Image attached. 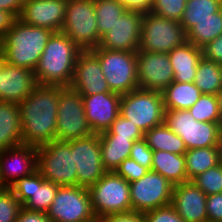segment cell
Masks as SVG:
<instances>
[{"label":"cell","mask_w":222,"mask_h":222,"mask_svg":"<svg viewBox=\"0 0 222 222\" xmlns=\"http://www.w3.org/2000/svg\"><path fill=\"white\" fill-rule=\"evenodd\" d=\"M64 86L37 85L18 103L23 145L39 147L56 140L57 109Z\"/></svg>","instance_id":"obj_1"},{"label":"cell","mask_w":222,"mask_h":222,"mask_svg":"<svg viewBox=\"0 0 222 222\" xmlns=\"http://www.w3.org/2000/svg\"><path fill=\"white\" fill-rule=\"evenodd\" d=\"M78 47L62 31L53 32L34 69L39 85H60L69 87L73 80Z\"/></svg>","instance_id":"obj_2"},{"label":"cell","mask_w":222,"mask_h":222,"mask_svg":"<svg viewBox=\"0 0 222 222\" xmlns=\"http://www.w3.org/2000/svg\"><path fill=\"white\" fill-rule=\"evenodd\" d=\"M52 33L49 29L28 25L17 18L0 39L5 62L34 71Z\"/></svg>","instance_id":"obj_3"},{"label":"cell","mask_w":222,"mask_h":222,"mask_svg":"<svg viewBox=\"0 0 222 222\" xmlns=\"http://www.w3.org/2000/svg\"><path fill=\"white\" fill-rule=\"evenodd\" d=\"M164 123L184 141L189 149L220 146L222 124L199 122L187 109H165Z\"/></svg>","instance_id":"obj_4"},{"label":"cell","mask_w":222,"mask_h":222,"mask_svg":"<svg viewBox=\"0 0 222 222\" xmlns=\"http://www.w3.org/2000/svg\"><path fill=\"white\" fill-rule=\"evenodd\" d=\"M37 170L42 177L59 186L77 185V171L71 140H53L37 147Z\"/></svg>","instance_id":"obj_5"},{"label":"cell","mask_w":222,"mask_h":222,"mask_svg":"<svg viewBox=\"0 0 222 222\" xmlns=\"http://www.w3.org/2000/svg\"><path fill=\"white\" fill-rule=\"evenodd\" d=\"M97 56L111 92L124 95L138 89L137 52L91 49Z\"/></svg>","instance_id":"obj_6"},{"label":"cell","mask_w":222,"mask_h":222,"mask_svg":"<svg viewBox=\"0 0 222 222\" xmlns=\"http://www.w3.org/2000/svg\"><path fill=\"white\" fill-rule=\"evenodd\" d=\"M119 114L145 133L164 122L162 93L141 88L132 90L122 95Z\"/></svg>","instance_id":"obj_7"},{"label":"cell","mask_w":222,"mask_h":222,"mask_svg":"<svg viewBox=\"0 0 222 222\" xmlns=\"http://www.w3.org/2000/svg\"><path fill=\"white\" fill-rule=\"evenodd\" d=\"M186 41L179 21L144 12L138 51L169 53Z\"/></svg>","instance_id":"obj_8"},{"label":"cell","mask_w":222,"mask_h":222,"mask_svg":"<svg viewBox=\"0 0 222 222\" xmlns=\"http://www.w3.org/2000/svg\"><path fill=\"white\" fill-rule=\"evenodd\" d=\"M61 31L82 50L98 47L101 37L94 0H68Z\"/></svg>","instance_id":"obj_9"},{"label":"cell","mask_w":222,"mask_h":222,"mask_svg":"<svg viewBox=\"0 0 222 222\" xmlns=\"http://www.w3.org/2000/svg\"><path fill=\"white\" fill-rule=\"evenodd\" d=\"M88 190L98 220L110 214L132 211L130 184L115 172H106Z\"/></svg>","instance_id":"obj_10"},{"label":"cell","mask_w":222,"mask_h":222,"mask_svg":"<svg viewBox=\"0 0 222 222\" xmlns=\"http://www.w3.org/2000/svg\"><path fill=\"white\" fill-rule=\"evenodd\" d=\"M46 214L51 222H98L89 190L77 185L59 186Z\"/></svg>","instance_id":"obj_11"},{"label":"cell","mask_w":222,"mask_h":222,"mask_svg":"<svg viewBox=\"0 0 222 222\" xmlns=\"http://www.w3.org/2000/svg\"><path fill=\"white\" fill-rule=\"evenodd\" d=\"M57 110L56 140L70 141L93 133L86 120L80 93L64 87L59 94Z\"/></svg>","instance_id":"obj_12"},{"label":"cell","mask_w":222,"mask_h":222,"mask_svg":"<svg viewBox=\"0 0 222 222\" xmlns=\"http://www.w3.org/2000/svg\"><path fill=\"white\" fill-rule=\"evenodd\" d=\"M129 184L133 211L144 214L171 204L174 185L159 173L149 170L141 179Z\"/></svg>","instance_id":"obj_13"},{"label":"cell","mask_w":222,"mask_h":222,"mask_svg":"<svg viewBox=\"0 0 222 222\" xmlns=\"http://www.w3.org/2000/svg\"><path fill=\"white\" fill-rule=\"evenodd\" d=\"M71 153L77 171V186L89 189L107 171L102 164L99 134L71 140Z\"/></svg>","instance_id":"obj_14"},{"label":"cell","mask_w":222,"mask_h":222,"mask_svg":"<svg viewBox=\"0 0 222 222\" xmlns=\"http://www.w3.org/2000/svg\"><path fill=\"white\" fill-rule=\"evenodd\" d=\"M144 12L127 9L117 19L111 29L101 37L99 48L137 52L140 45L141 27Z\"/></svg>","instance_id":"obj_15"},{"label":"cell","mask_w":222,"mask_h":222,"mask_svg":"<svg viewBox=\"0 0 222 222\" xmlns=\"http://www.w3.org/2000/svg\"><path fill=\"white\" fill-rule=\"evenodd\" d=\"M59 185L46 181L38 172L17 180L9 188L22 206L31 211L47 212Z\"/></svg>","instance_id":"obj_16"},{"label":"cell","mask_w":222,"mask_h":222,"mask_svg":"<svg viewBox=\"0 0 222 222\" xmlns=\"http://www.w3.org/2000/svg\"><path fill=\"white\" fill-rule=\"evenodd\" d=\"M139 88L162 92L174 80L168 53L137 51Z\"/></svg>","instance_id":"obj_17"},{"label":"cell","mask_w":222,"mask_h":222,"mask_svg":"<svg viewBox=\"0 0 222 222\" xmlns=\"http://www.w3.org/2000/svg\"><path fill=\"white\" fill-rule=\"evenodd\" d=\"M69 87L81 95L111 92L98 56L91 49L79 52Z\"/></svg>","instance_id":"obj_18"},{"label":"cell","mask_w":222,"mask_h":222,"mask_svg":"<svg viewBox=\"0 0 222 222\" xmlns=\"http://www.w3.org/2000/svg\"><path fill=\"white\" fill-rule=\"evenodd\" d=\"M37 147L19 145L0 151V180L10 188L17 180L37 171Z\"/></svg>","instance_id":"obj_19"},{"label":"cell","mask_w":222,"mask_h":222,"mask_svg":"<svg viewBox=\"0 0 222 222\" xmlns=\"http://www.w3.org/2000/svg\"><path fill=\"white\" fill-rule=\"evenodd\" d=\"M121 97L114 92L82 95L86 120L93 133L110 128L119 115Z\"/></svg>","instance_id":"obj_20"},{"label":"cell","mask_w":222,"mask_h":222,"mask_svg":"<svg viewBox=\"0 0 222 222\" xmlns=\"http://www.w3.org/2000/svg\"><path fill=\"white\" fill-rule=\"evenodd\" d=\"M68 0H25L19 17L24 23L49 29L62 30Z\"/></svg>","instance_id":"obj_21"},{"label":"cell","mask_w":222,"mask_h":222,"mask_svg":"<svg viewBox=\"0 0 222 222\" xmlns=\"http://www.w3.org/2000/svg\"><path fill=\"white\" fill-rule=\"evenodd\" d=\"M207 195L193 181L173 187L171 205L184 222H208Z\"/></svg>","instance_id":"obj_22"},{"label":"cell","mask_w":222,"mask_h":222,"mask_svg":"<svg viewBox=\"0 0 222 222\" xmlns=\"http://www.w3.org/2000/svg\"><path fill=\"white\" fill-rule=\"evenodd\" d=\"M34 71L4 63L0 72V101L20 103L37 86Z\"/></svg>","instance_id":"obj_23"},{"label":"cell","mask_w":222,"mask_h":222,"mask_svg":"<svg viewBox=\"0 0 222 222\" xmlns=\"http://www.w3.org/2000/svg\"><path fill=\"white\" fill-rule=\"evenodd\" d=\"M176 82H194L198 63L203 57L201 48L186 41L168 53Z\"/></svg>","instance_id":"obj_24"},{"label":"cell","mask_w":222,"mask_h":222,"mask_svg":"<svg viewBox=\"0 0 222 222\" xmlns=\"http://www.w3.org/2000/svg\"><path fill=\"white\" fill-rule=\"evenodd\" d=\"M22 125L17 103L0 101V151L21 145Z\"/></svg>","instance_id":"obj_25"},{"label":"cell","mask_w":222,"mask_h":222,"mask_svg":"<svg viewBox=\"0 0 222 222\" xmlns=\"http://www.w3.org/2000/svg\"><path fill=\"white\" fill-rule=\"evenodd\" d=\"M151 171L161 174L174 186L188 181L184 154L153 151Z\"/></svg>","instance_id":"obj_26"},{"label":"cell","mask_w":222,"mask_h":222,"mask_svg":"<svg viewBox=\"0 0 222 222\" xmlns=\"http://www.w3.org/2000/svg\"><path fill=\"white\" fill-rule=\"evenodd\" d=\"M102 164L107 172H115L130 156L133 137H99Z\"/></svg>","instance_id":"obj_27"},{"label":"cell","mask_w":222,"mask_h":222,"mask_svg":"<svg viewBox=\"0 0 222 222\" xmlns=\"http://www.w3.org/2000/svg\"><path fill=\"white\" fill-rule=\"evenodd\" d=\"M161 93L164 108L176 110H188L202 95L194 82L176 81H173Z\"/></svg>","instance_id":"obj_28"},{"label":"cell","mask_w":222,"mask_h":222,"mask_svg":"<svg viewBox=\"0 0 222 222\" xmlns=\"http://www.w3.org/2000/svg\"><path fill=\"white\" fill-rule=\"evenodd\" d=\"M144 139L153 151H167L174 154H185L187 151L184 141L164 122L145 132Z\"/></svg>","instance_id":"obj_29"},{"label":"cell","mask_w":222,"mask_h":222,"mask_svg":"<svg viewBox=\"0 0 222 222\" xmlns=\"http://www.w3.org/2000/svg\"><path fill=\"white\" fill-rule=\"evenodd\" d=\"M188 181L220 164V146L189 149L185 152Z\"/></svg>","instance_id":"obj_30"},{"label":"cell","mask_w":222,"mask_h":222,"mask_svg":"<svg viewBox=\"0 0 222 222\" xmlns=\"http://www.w3.org/2000/svg\"><path fill=\"white\" fill-rule=\"evenodd\" d=\"M222 35V8L212 17L199 21L186 32L188 42L203 48L209 42Z\"/></svg>","instance_id":"obj_31"},{"label":"cell","mask_w":222,"mask_h":222,"mask_svg":"<svg viewBox=\"0 0 222 222\" xmlns=\"http://www.w3.org/2000/svg\"><path fill=\"white\" fill-rule=\"evenodd\" d=\"M194 83L202 94L217 95L222 89V64L202 57L198 63Z\"/></svg>","instance_id":"obj_32"},{"label":"cell","mask_w":222,"mask_h":222,"mask_svg":"<svg viewBox=\"0 0 222 222\" xmlns=\"http://www.w3.org/2000/svg\"><path fill=\"white\" fill-rule=\"evenodd\" d=\"M221 8L222 0H187L180 24L187 32L199 21L212 17V14Z\"/></svg>","instance_id":"obj_33"},{"label":"cell","mask_w":222,"mask_h":222,"mask_svg":"<svg viewBox=\"0 0 222 222\" xmlns=\"http://www.w3.org/2000/svg\"><path fill=\"white\" fill-rule=\"evenodd\" d=\"M99 36L106 34L128 9L121 0H94Z\"/></svg>","instance_id":"obj_34"},{"label":"cell","mask_w":222,"mask_h":222,"mask_svg":"<svg viewBox=\"0 0 222 222\" xmlns=\"http://www.w3.org/2000/svg\"><path fill=\"white\" fill-rule=\"evenodd\" d=\"M188 111L196 121L221 123L216 95L202 94Z\"/></svg>","instance_id":"obj_35"},{"label":"cell","mask_w":222,"mask_h":222,"mask_svg":"<svg viewBox=\"0 0 222 222\" xmlns=\"http://www.w3.org/2000/svg\"><path fill=\"white\" fill-rule=\"evenodd\" d=\"M192 181L207 196L222 193V164L206 170Z\"/></svg>","instance_id":"obj_36"},{"label":"cell","mask_w":222,"mask_h":222,"mask_svg":"<svg viewBox=\"0 0 222 222\" xmlns=\"http://www.w3.org/2000/svg\"><path fill=\"white\" fill-rule=\"evenodd\" d=\"M99 137H133L137 141L144 138V133L138 126L119 114L110 128L100 133Z\"/></svg>","instance_id":"obj_37"},{"label":"cell","mask_w":222,"mask_h":222,"mask_svg":"<svg viewBox=\"0 0 222 222\" xmlns=\"http://www.w3.org/2000/svg\"><path fill=\"white\" fill-rule=\"evenodd\" d=\"M187 0H153L150 12L179 21L182 19Z\"/></svg>","instance_id":"obj_38"},{"label":"cell","mask_w":222,"mask_h":222,"mask_svg":"<svg viewBox=\"0 0 222 222\" xmlns=\"http://www.w3.org/2000/svg\"><path fill=\"white\" fill-rule=\"evenodd\" d=\"M22 207L9 188L0 191V222H15Z\"/></svg>","instance_id":"obj_39"},{"label":"cell","mask_w":222,"mask_h":222,"mask_svg":"<svg viewBox=\"0 0 222 222\" xmlns=\"http://www.w3.org/2000/svg\"><path fill=\"white\" fill-rule=\"evenodd\" d=\"M148 171V168L141 166L131 158H127L119 165L115 173L131 183L141 179Z\"/></svg>","instance_id":"obj_40"},{"label":"cell","mask_w":222,"mask_h":222,"mask_svg":"<svg viewBox=\"0 0 222 222\" xmlns=\"http://www.w3.org/2000/svg\"><path fill=\"white\" fill-rule=\"evenodd\" d=\"M152 156L153 150L147 145L144 138L133 142L129 158L151 170Z\"/></svg>","instance_id":"obj_41"},{"label":"cell","mask_w":222,"mask_h":222,"mask_svg":"<svg viewBox=\"0 0 222 222\" xmlns=\"http://www.w3.org/2000/svg\"><path fill=\"white\" fill-rule=\"evenodd\" d=\"M145 222H184L174 207L169 204L144 213Z\"/></svg>","instance_id":"obj_42"},{"label":"cell","mask_w":222,"mask_h":222,"mask_svg":"<svg viewBox=\"0 0 222 222\" xmlns=\"http://www.w3.org/2000/svg\"><path fill=\"white\" fill-rule=\"evenodd\" d=\"M208 222H222V193L206 197Z\"/></svg>","instance_id":"obj_43"},{"label":"cell","mask_w":222,"mask_h":222,"mask_svg":"<svg viewBox=\"0 0 222 222\" xmlns=\"http://www.w3.org/2000/svg\"><path fill=\"white\" fill-rule=\"evenodd\" d=\"M202 51L206 60L222 64V35L209 42Z\"/></svg>","instance_id":"obj_44"},{"label":"cell","mask_w":222,"mask_h":222,"mask_svg":"<svg viewBox=\"0 0 222 222\" xmlns=\"http://www.w3.org/2000/svg\"><path fill=\"white\" fill-rule=\"evenodd\" d=\"M98 222H145L144 214L136 211H129L124 213H114L102 217Z\"/></svg>","instance_id":"obj_45"},{"label":"cell","mask_w":222,"mask_h":222,"mask_svg":"<svg viewBox=\"0 0 222 222\" xmlns=\"http://www.w3.org/2000/svg\"><path fill=\"white\" fill-rule=\"evenodd\" d=\"M15 222H51V220L45 212L31 211L22 207Z\"/></svg>","instance_id":"obj_46"},{"label":"cell","mask_w":222,"mask_h":222,"mask_svg":"<svg viewBox=\"0 0 222 222\" xmlns=\"http://www.w3.org/2000/svg\"><path fill=\"white\" fill-rule=\"evenodd\" d=\"M25 0H0V10L12 13L19 18L24 8Z\"/></svg>","instance_id":"obj_47"},{"label":"cell","mask_w":222,"mask_h":222,"mask_svg":"<svg viewBox=\"0 0 222 222\" xmlns=\"http://www.w3.org/2000/svg\"><path fill=\"white\" fill-rule=\"evenodd\" d=\"M17 18L10 12L0 10V39L12 28Z\"/></svg>","instance_id":"obj_48"},{"label":"cell","mask_w":222,"mask_h":222,"mask_svg":"<svg viewBox=\"0 0 222 222\" xmlns=\"http://www.w3.org/2000/svg\"><path fill=\"white\" fill-rule=\"evenodd\" d=\"M128 9H136L143 12L149 11L153 0H121Z\"/></svg>","instance_id":"obj_49"},{"label":"cell","mask_w":222,"mask_h":222,"mask_svg":"<svg viewBox=\"0 0 222 222\" xmlns=\"http://www.w3.org/2000/svg\"><path fill=\"white\" fill-rule=\"evenodd\" d=\"M216 96L218 99V108H219V114H220V119H221V124H222V89L218 92Z\"/></svg>","instance_id":"obj_50"},{"label":"cell","mask_w":222,"mask_h":222,"mask_svg":"<svg viewBox=\"0 0 222 222\" xmlns=\"http://www.w3.org/2000/svg\"><path fill=\"white\" fill-rule=\"evenodd\" d=\"M4 63H5V58H4L2 51L0 50V72L2 70Z\"/></svg>","instance_id":"obj_51"},{"label":"cell","mask_w":222,"mask_h":222,"mask_svg":"<svg viewBox=\"0 0 222 222\" xmlns=\"http://www.w3.org/2000/svg\"><path fill=\"white\" fill-rule=\"evenodd\" d=\"M220 163L222 164V143L220 145Z\"/></svg>","instance_id":"obj_52"}]
</instances>
